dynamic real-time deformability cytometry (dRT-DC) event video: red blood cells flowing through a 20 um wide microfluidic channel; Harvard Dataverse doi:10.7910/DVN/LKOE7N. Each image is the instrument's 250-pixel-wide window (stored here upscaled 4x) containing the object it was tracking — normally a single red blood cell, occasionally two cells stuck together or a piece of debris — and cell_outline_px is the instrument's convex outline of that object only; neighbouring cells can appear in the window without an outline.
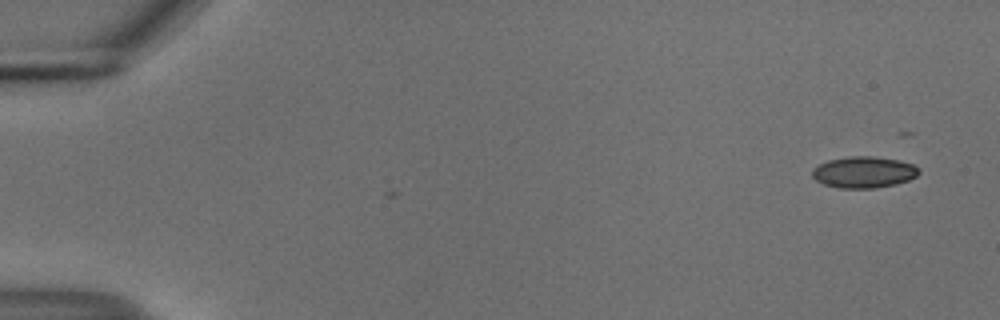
{"species": "common noctule bat (a hibernating species)", "species_latin": "Nyctalus noctula", "temperature_condition": "cold", "stored_images_in_passage": 3, "camera_frame_rate_fps": 3000, "um_per_image_px": 0.085, "animal": {"sex": "male", "body_mass_g": 18.8}, "frame": {"image": 1, "passage_image": 1, "time_ms": 0.0, "image_size_px": [1000, 320], "cell_outline_px": [[920, 172], [916, 176], [908, 180], [896, 184], [876, 188], [840, 188], [824, 184], [816, 180], [812, 176], [812, 168], [828, 160], [848, 156], [872, 156], [896, 160], [912, 164], [920, 168]], "centroid_in_image_um": [73.41, 14.64], "position_along_channel_um": 11.6, "area_um2": 19.48}}